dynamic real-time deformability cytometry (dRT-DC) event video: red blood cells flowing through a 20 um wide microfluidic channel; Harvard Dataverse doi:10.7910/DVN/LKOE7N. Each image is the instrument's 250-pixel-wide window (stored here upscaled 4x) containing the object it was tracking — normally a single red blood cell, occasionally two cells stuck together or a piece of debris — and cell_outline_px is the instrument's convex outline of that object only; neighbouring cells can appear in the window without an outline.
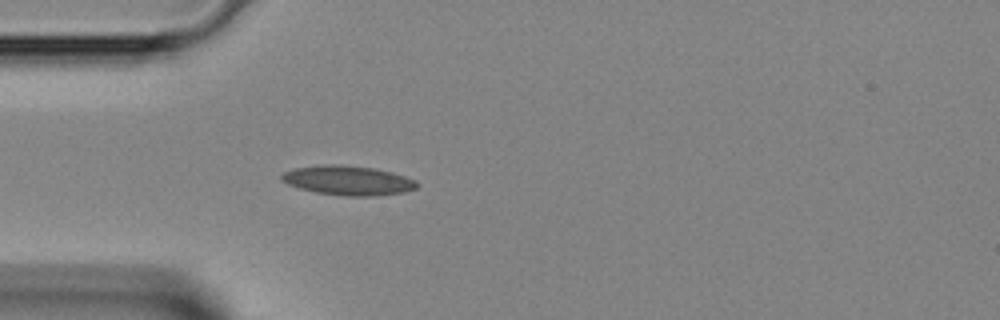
{"species": "Egyptian fruit bat (a non-hibernating species)", "species_latin": "Rousettus aegyptiacus", "temperature_condition": "room temperature", "stored_images_in_passage": 31, "camera_frame_rate_fps": 3000, "um_per_image_px": 0.085, "animal": {"sex": "female"}, "frame": {"image": 1, "passage_image": 5, "time_ms": 1.333, "image_size_px": [1000, 320], "cell_outline_px": [[420, 184], [416, 188], [404, 192], [372, 196], [344, 196], [316, 192], [300, 188], [288, 184], [280, 180], [280, 176], [284, 172], [296, 168], [324, 164], [340, 164], [372, 168], [392, 172], [416, 180]], "centroid_in_image_um": [29.59, 15.33], "position_along_channel_um": 55.4, "area_um2": 23.18}}
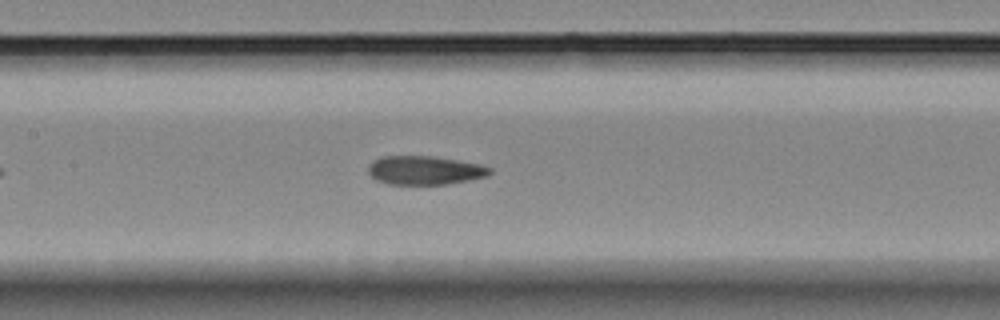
{"frame": {"image": 2, "passage_image": 13, "time_ms": 4.0, "image_size_px": [1000, 320], "cell_outline_px": [[492, 172], [488, 176], [468, 180], [444, 184], [388, 184], [376, 180], [368, 172], [368, 168], [372, 160], [380, 156], [432, 156], [480, 164], [492, 168]], "centroid_in_image_um": [36.09, 14.47], "position_along_channel_um": 171.3, "area_um2": 20.35}}
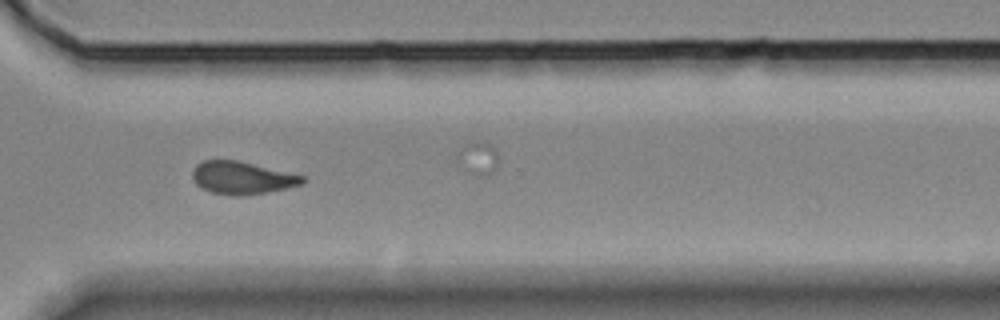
{"frame": {"image": 3, "passage_image": 25, "time_ms": 8.0, "image_size_px": [1000, 320], "cell_outline_px": [[304, 184], [264, 192], [240, 196], [236, 196], [212, 192], [200, 188], [196, 184], [192, 176], [192, 168], [196, 164], [204, 160], [236, 160], [304, 176]], "centroid_in_image_um": [20.51, 15.11], "position_along_channel_um": 350.1, "area_um2": 20.63}}